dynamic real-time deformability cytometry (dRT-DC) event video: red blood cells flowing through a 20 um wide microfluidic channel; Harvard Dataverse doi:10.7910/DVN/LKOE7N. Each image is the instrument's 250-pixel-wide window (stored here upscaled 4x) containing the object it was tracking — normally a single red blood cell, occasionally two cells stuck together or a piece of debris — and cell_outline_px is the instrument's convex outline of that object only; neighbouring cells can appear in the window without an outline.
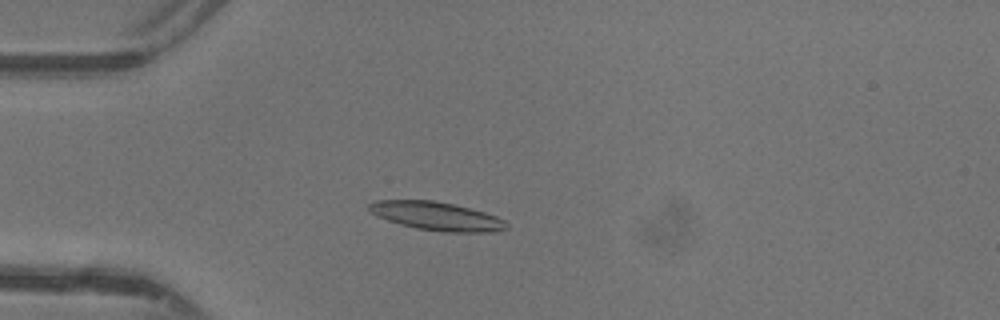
{"species": "common noctule bat (a hibernating species)", "species_latin": "Nyctalus noctula", "temperature_condition": "warm", "stored_images_in_passage": 38, "camera_frame_rate_fps": 3000, "um_per_image_px": 0.085, "animal": {"sex": "female"}, "frame": {"image": 1, "passage_image": 4, "time_ms": 1.0, "image_size_px": [1000, 320], "cell_outline_px": [[508, 228], [492, 232], [444, 232], [416, 228], [400, 224], [388, 220], [372, 212], [368, 208], [368, 204], [376, 200], [432, 200], [452, 204], [484, 212], [496, 216], [504, 220], [508, 224]], "centroid_in_image_um": [37.14, 18.37], "position_along_channel_um": 47.9, "area_um2": 22.54}}
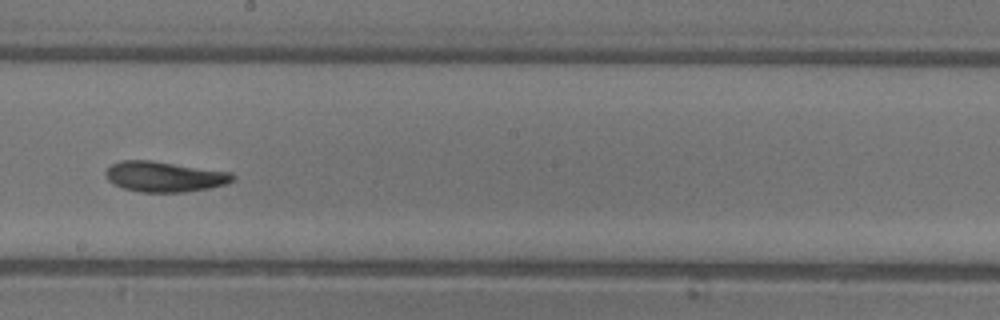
{"frame": {"image": 2, "passage_image": 18, "time_ms": 5.667, "image_size_px": [1000, 320], "cell_outline_px": [[236, 180], [228, 184], [188, 192], [140, 192], [124, 188], [108, 180], [104, 172], [112, 164], [124, 160], [148, 160], [232, 172], [236, 176]], "centroid_in_image_um": [14.04, 15.02], "position_along_channel_um": 234.2, "area_um2": 22.48}}
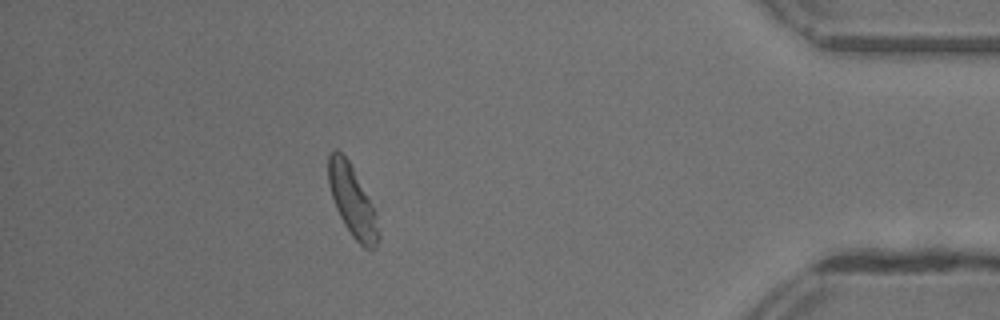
{"frame": {"image": 3, "passage_image": 33, "time_ms": 10.667, "image_size_px": [1000, 320], "cell_outline_px": [[380, 240], [372, 248], [364, 248], [352, 236], [344, 224], [336, 208], [328, 184], [328, 156], [332, 148], [336, 148], [348, 160], [368, 196], [376, 212], [380, 232]], "centroid_in_image_um": [29.95, 17.08], "position_along_channel_um": 405.3, "area_um2": 20.58}, "authors_computed_cell_mechanics": {"area_um2": 22.1952, "velocity_mm_per_s": 4.3729, "shape_relaxation_time_tau1_ms": 7.9782, "shape_relaxation_time_tau2_ms": 6.3858, "deformation_change_tau1": 0.2315, "deformation_change_tau2": 0.1704}}